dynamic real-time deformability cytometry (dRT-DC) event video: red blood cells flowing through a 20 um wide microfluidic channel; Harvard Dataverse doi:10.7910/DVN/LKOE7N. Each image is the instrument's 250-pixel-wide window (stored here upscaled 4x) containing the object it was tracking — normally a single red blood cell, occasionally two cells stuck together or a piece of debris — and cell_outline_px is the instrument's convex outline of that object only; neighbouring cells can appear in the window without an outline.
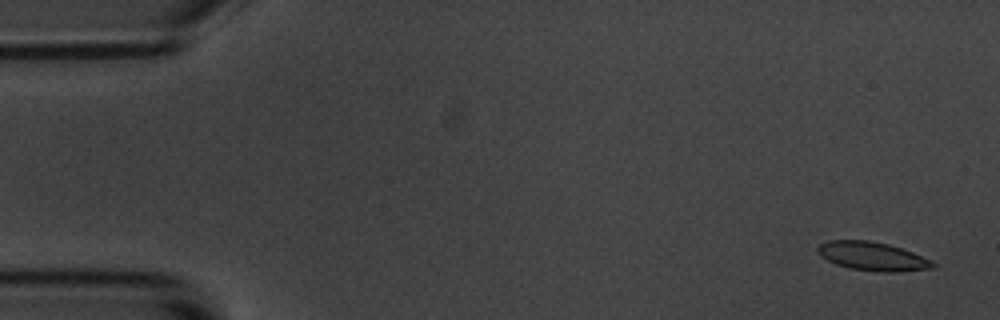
{"species": "common noctule bat (a hibernating species)", "species_latin": "Nyctalus noctula", "temperature_condition": "room temperature", "stored_images_in_passage": 5, "camera_frame_rate_fps": 3000, "um_per_image_px": 0.085, "animal": {"sex": "male", "body_mass_g": 20.1, "forearm_length_mm": 53.5}, "frame": {"image": 1, "passage_image": 1, "time_ms": 0.0, "image_size_px": [1000, 320], "cell_outline_px": [[936, 268], [900, 272], [880, 272], [848, 268], [836, 264], [820, 256], [816, 252], [816, 248], [820, 244], [828, 240], [868, 240], [888, 244], [912, 252], [936, 264]], "centroid_in_image_um": [74.12, 21.79], "position_along_channel_um": 10.9, "area_um2": 19.25}}